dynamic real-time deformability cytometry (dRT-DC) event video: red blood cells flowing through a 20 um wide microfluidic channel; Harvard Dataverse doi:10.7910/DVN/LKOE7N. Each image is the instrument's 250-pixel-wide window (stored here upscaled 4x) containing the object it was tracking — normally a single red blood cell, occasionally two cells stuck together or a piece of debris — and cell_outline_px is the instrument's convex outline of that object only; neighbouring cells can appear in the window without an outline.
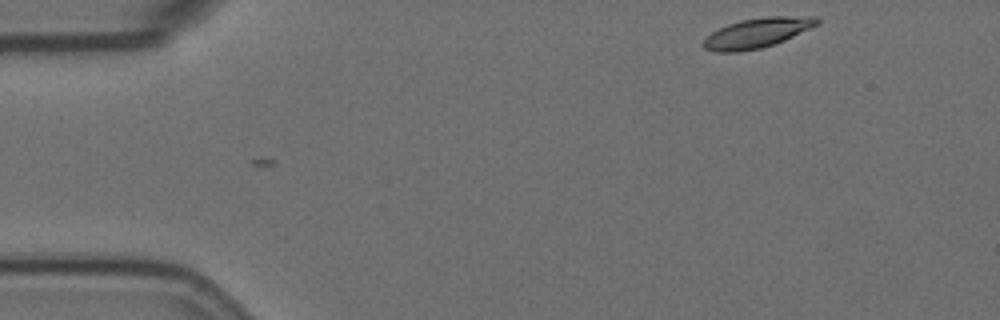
{"species": "Egyptian fruit bat (a non-hibernating species)", "species_latin": "Rousettus aegyptiacus", "temperature_condition": "room temperature", "stored_images_in_passage": 3, "camera_frame_rate_fps": 3000, "um_per_image_px": 0.085, "animal": {"sex": "female"}, "frame": {"image": 1, "passage_image": 3, "time_ms": 0.667, "image_size_px": [1000, 320], "cell_outline_px": [[820, 24], [784, 40], [760, 48], [740, 52], [712, 52], [704, 48], [700, 44], [712, 32], [728, 24], [740, 20], [768, 16], [816, 16], [820, 20]], "centroid_in_image_um": [64.36, 2.79], "position_along_channel_um": 20.6, "area_um2": 19.77}}